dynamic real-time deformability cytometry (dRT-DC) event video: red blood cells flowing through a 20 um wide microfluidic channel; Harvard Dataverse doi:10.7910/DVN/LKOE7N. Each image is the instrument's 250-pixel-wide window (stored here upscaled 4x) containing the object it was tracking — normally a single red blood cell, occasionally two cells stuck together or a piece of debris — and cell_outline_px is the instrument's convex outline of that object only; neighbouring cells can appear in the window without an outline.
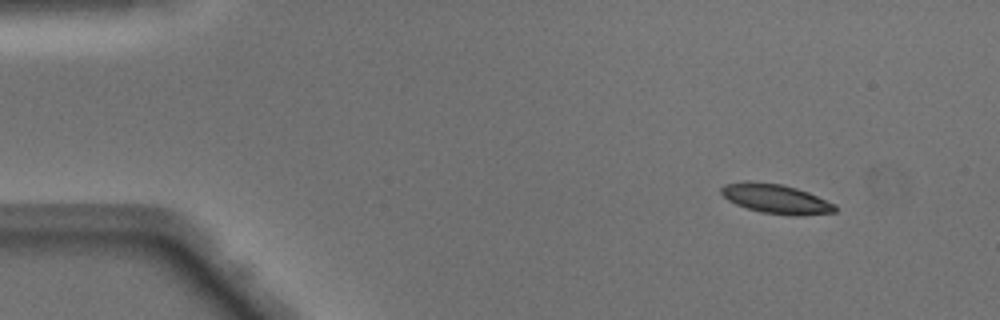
{"species": "Egyptian fruit bat (a non-hibernating species)", "species_latin": "Rousettus aegyptiacus", "temperature_condition": "warm", "stored_images_in_passage": 45, "camera_frame_rate_fps": 3000, "um_per_image_px": 0.085, "animal": {"sex": "male"}, "frame": {"image": 1, "passage_image": 1, "time_ms": 0.0, "image_size_px": [1000, 320], "cell_outline_px": [[836, 212], [800, 216], [792, 216], [760, 212], [736, 204], [728, 200], [720, 192], [720, 188], [724, 184], [748, 180], [780, 184], [796, 188], [808, 192], [836, 204]], "centroid_in_image_um": [65.95, 16.9], "position_along_channel_um": 19.0, "area_um2": 19.65}}
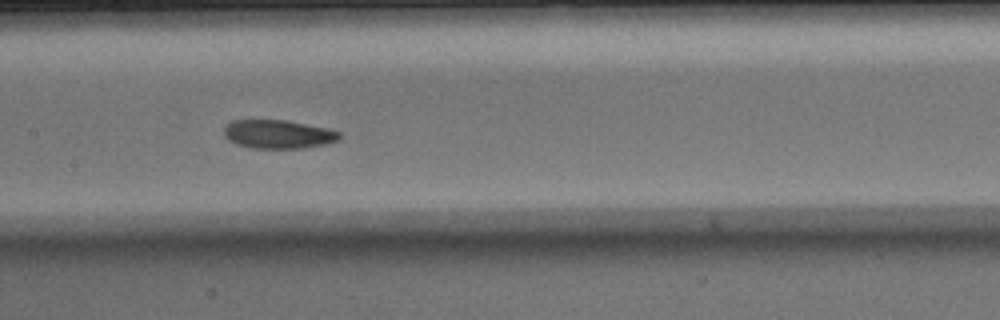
{"frame": {"image": 2, "passage_image": 20, "time_ms": 6.333, "image_size_px": [1000, 320], "cell_outline_px": [[340, 140], [324, 144], [304, 148], [248, 148], [236, 144], [228, 140], [224, 136], [224, 128], [232, 120], [284, 120], [328, 128], [340, 132]], "centroid_in_image_um": [23.63, 11.41], "position_along_channel_um": 183.8, "area_um2": 19.31}}
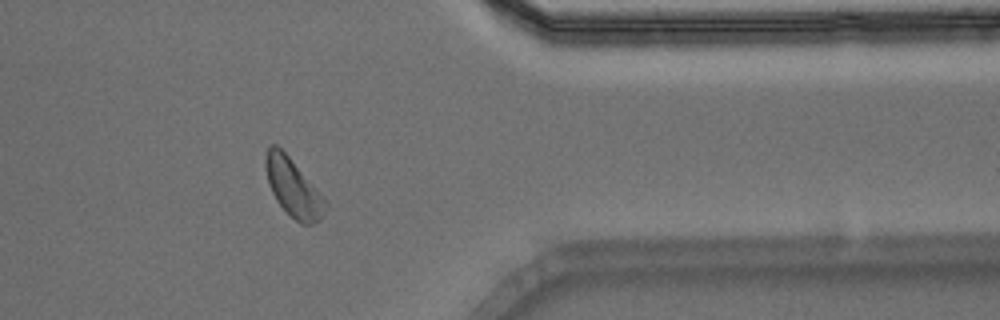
{"frame": {"image": 3, "passage_image": 36, "time_ms": 11.667, "image_size_px": [1000, 320], "cell_outline_px": [[328, 204], [320, 220], [312, 224], [300, 224], [276, 200], [268, 184], [264, 164], [264, 160], [268, 148], [272, 144], [276, 144], [288, 156], [320, 192]], "centroid_in_image_um": [24.91, 15.95], "position_along_channel_um": 386.5, "area_um2": 19.88}, "authors_computed_cell_mechanics": {"area_um2": 19.8832, "velocity_mm_per_s": 4.0831, "shape_relaxation_time_tau1_ms": 2.0919, "shape_relaxation_time_tau2_ms": 4.6818, "deformation_change_tau1": 0.1101, "deformation_change_tau2": 0.1278}}